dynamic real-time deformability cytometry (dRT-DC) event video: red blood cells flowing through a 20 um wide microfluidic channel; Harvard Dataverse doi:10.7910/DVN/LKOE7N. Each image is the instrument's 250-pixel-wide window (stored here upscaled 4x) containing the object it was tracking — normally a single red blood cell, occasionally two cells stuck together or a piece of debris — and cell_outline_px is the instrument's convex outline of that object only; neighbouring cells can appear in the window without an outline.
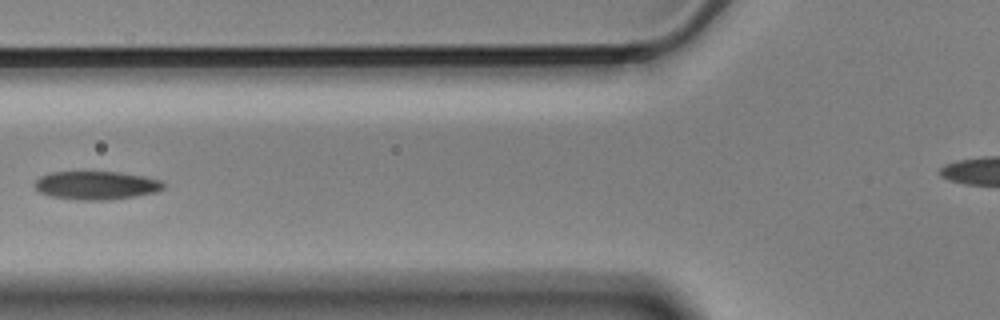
{"species": "Egyptian fruit bat (a non-hibernating species)", "species_latin": "Rousettus aegyptiacus", "temperature_condition": "cold", "stored_images_in_passage": 5, "camera_frame_rate_fps": 3000, "um_per_image_px": 0.085, "animal": {"sex": "male"}, "frame": {"image": 1, "passage_image": 5, "time_ms": 1.333, "image_size_px": [1000, 320], "cell_outline_px": [[168, 184], [164, 188], [156, 192], [136, 196], [108, 200], [76, 200], [48, 196], [40, 192], [32, 184], [40, 176], [52, 172], [116, 172], [144, 176], [164, 180]], "centroid_in_image_um": [8.21, 15.76], "position_along_channel_um": 117.6, "area_um2": 21.62}}